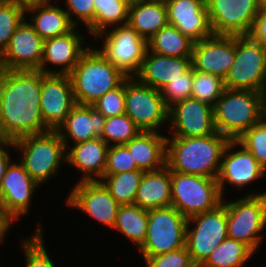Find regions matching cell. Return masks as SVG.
Segmentation results:
<instances>
[{
	"mask_svg": "<svg viewBox=\"0 0 266 267\" xmlns=\"http://www.w3.org/2000/svg\"><path fill=\"white\" fill-rule=\"evenodd\" d=\"M194 69L191 67L185 74L169 82L160 90L164 103L169 108L178 101L191 97Z\"/></svg>",
	"mask_w": 266,
	"mask_h": 267,
	"instance_id": "cell-41",
	"label": "cell"
},
{
	"mask_svg": "<svg viewBox=\"0 0 266 267\" xmlns=\"http://www.w3.org/2000/svg\"><path fill=\"white\" fill-rule=\"evenodd\" d=\"M259 11H266V0H258Z\"/></svg>",
	"mask_w": 266,
	"mask_h": 267,
	"instance_id": "cell-49",
	"label": "cell"
},
{
	"mask_svg": "<svg viewBox=\"0 0 266 267\" xmlns=\"http://www.w3.org/2000/svg\"><path fill=\"white\" fill-rule=\"evenodd\" d=\"M109 145L97 137L70 145L66 149V163L81 173L77 182L100 180L106 168Z\"/></svg>",
	"mask_w": 266,
	"mask_h": 267,
	"instance_id": "cell-24",
	"label": "cell"
},
{
	"mask_svg": "<svg viewBox=\"0 0 266 267\" xmlns=\"http://www.w3.org/2000/svg\"><path fill=\"white\" fill-rule=\"evenodd\" d=\"M222 200L217 178L171 171V206L186 219L215 209Z\"/></svg>",
	"mask_w": 266,
	"mask_h": 267,
	"instance_id": "cell-7",
	"label": "cell"
},
{
	"mask_svg": "<svg viewBox=\"0 0 266 267\" xmlns=\"http://www.w3.org/2000/svg\"><path fill=\"white\" fill-rule=\"evenodd\" d=\"M2 208V194H1V189H0V209Z\"/></svg>",
	"mask_w": 266,
	"mask_h": 267,
	"instance_id": "cell-50",
	"label": "cell"
},
{
	"mask_svg": "<svg viewBox=\"0 0 266 267\" xmlns=\"http://www.w3.org/2000/svg\"><path fill=\"white\" fill-rule=\"evenodd\" d=\"M141 130L127 114L113 116L105 119L101 138L109 145H125Z\"/></svg>",
	"mask_w": 266,
	"mask_h": 267,
	"instance_id": "cell-37",
	"label": "cell"
},
{
	"mask_svg": "<svg viewBox=\"0 0 266 267\" xmlns=\"http://www.w3.org/2000/svg\"><path fill=\"white\" fill-rule=\"evenodd\" d=\"M235 59L224 79L225 89L266 93L265 46L248 35L235 36Z\"/></svg>",
	"mask_w": 266,
	"mask_h": 267,
	"instance_id": "cell-8",
	"label": "cell"
},
{
	"mask_svg": "<svg viewBox=\"0 0 266 267\" xmlns=\"http://www.w3.org/2000/svg\"><path fill=\"white\" fill-rule=\"evenodd\" d=\"M144 171L104 174L100 181L119 205H133Z\"/></svg>",
	"mask_w": 266,
	"mask_h": 267,
	"instance_id": "cell-34",
	"label": "cell"
},
{
	"mask_svg": "<svg viewBox=\"0 0 266 267\" xmlns=\"http://www.w3.org/2000/svg\"><path fill=\"white\" fill-rule=\"evenodd\" d=\"M65 201L66 207L80 210L97 223L113 229L120 205L100 180L76 182Z\"/></svg>",
	"mask_w": 266,
	"mask_h": 267,
	"instance_id": "cell-14",
	"label": "cell"
},
{
	"mask_svg": "<svg viewBox=\"0 0 266 267\" xmlns=\"http://www.w3.org/2000/svg\"><path fill=\"white\" fill-rule=\"evenodd\" d=\"M12 142L15 153L18 152L17 160L39 185L55 178L66 164V147L56 130L26 135Z\"/></svg>",
	"mask_w": 266,
	"mask_h": 267,
	"instance_id": "cell-5",
	"label": "cell"
},
{
	"mask_svg": "<svg viewBox=\"0 0 266 267\" xmlns=\"http://www.w3.org/2000/svg\"><path fill=\"white\" fill-rule=\"evenodd\" d=\"M171 125V126H169ZM167 137H203L217 132L214 107L195 98L178 101L169 107Z\"/></svg>",
	"mask_w": 266,
	"mask_h": 267,
	"instance_id": "cell-16",
	"label": "cell"
},
{
	"mask_svg": "<svg viewBox=\"0 0 266 267\" xmlns=\"http://www.w3.org/2000/svg\"><path fill=\"white\" fill-rule=\"evenodd\" d=\"M13 222L6 216L2 209H0V246L8 239V232L13 228ZM7 235V236H6Z\"/></svg>",
	"mask_w": 266,
	"mask_h": 267,
	"instance_id": "cell-47",
	"label": "cell"
},
{
	"mask_svg": "<svg viewBox=\"0 0 266 267\" xmlns=\"http://www.w3.org/2000/svg\"><path fill=\"white\" fill-rule=\"evenodd\" d=\"M39 185L24 167L13 160L7 167L0 185L2 194V210L13 222L29 215L32 201Z\"/></svg>",
	"mask_w": 266,
	"mask_h": 267,
	"instance_id": "cell-17",
	"label": "cell"
},
{
	"mask_svg": "<svg viewBox=\"0 0 266 267\" xmlns=\"http://www.w3.org/2000/svg\"><path fill=\"white\" fill-rule=\"evenodd\" d=\"M105 117L93 106L76 104L56 129L66 149L72 145L101 137Z\"/></svg>",
	"mask_w": 266,
	"mask_h": 267,
	"instance_id": "cell-23",
	"label": "cell"
},
{
	"mask_svg": "<svg viewBox=\"0 0 266 267\" xmlns=\"http://www.w3.org/2000/svg\"><path fill=\"white\" fill-rule=\"evenodd\" d=\"M266 169V117L237 139Z\"/></svg>",
	"mask_w": 266,
	"mask_h": 267,
	"instance_id": "cell-40",
	"label": "cell"
},
{
	"mask_svg": "<svg viewBox=\"0 0 266 267\" xmlns=\"http://www.w3.org/2000/svg\"><path fill=\"white\" fill-rule=\"evenodd\" d=\"M81 30L84 29L74 27L64 35L44 40L43 58L39 70L44 74L69 75L81 55L91 45L87 41L89 36L86 37L80 32Z\"/></svg>",
	"mask_w": 266,
	"mask_h": 267,
	"instance_id": "cell-18",
	"label": "cell"
},
{
	"mask_svg": "<svg viewBox=\"0 0 266 267\" xmlns=\"http://www.w3.org/2000/svg\"><path fill=\"white\" fill-rule=\"evenodd\" d=\"M134 205L146 210L171 206V171L167 166L144 172Z\"/></svg>",
	"mask_w": 266,
	"mask_h": 267,
	"instance_id": "cell-29",
	"label": "cell"
},
{
	"mask_svg": "<svg viewBox=\"0 0 266 267\" xmlns=\"http://www.w3.org/2000/svg\"><path fill=\"white\" fill-rule=\"evenodd\" d=\"M167 7L168 24L174 25L194 43L213 35L208 7L203 0H164Z\"/></svg>",
	"mask_w": 266,
	"mask_h": 267,
	"instance_id": "cell-22",
	"label": "cell"
},
{
	"mask_svg": "<svg viewBox=\"0 0 266 267\" xmlns=\"http://www.w3.org/2000/svg\"><path fill=\"white\" fill-rule=\"evenodd\" d=\"M131 0H93L94 38L102 32L128 23Z\"/></svg>",
	"mask_w": 266,
	"mask_h": 267,
	"instance_id": "cell-33",
	"label": "cell"
},
{
	"mask_svg": "<svg viewBox=\"0 0 266 267\" xmlns=\"http://www.w3.org/2000/svg\"><path fill=\"white\" fill-rule=\"evenodd\" d=\"M92 40L90 43H94V46L128 77L139 71L147 50V41L128 24L110 28Z\"/></svg>",
	"mask_w": 266,
	"mask_h": 267,
	"instance_id": "cell-10",
	"label": "cell"
},
{
	"mask_svg": "<svg viewBox=\"0 0 266 267\" xmlns=\"http://www.w3.org/2000/svg\"><path fill=\"white\" fill-rule=\"evenodd\" d=\"M140 170L125 145L109 146L104 174Z\"/></svg>",
	"mask_w": 266,
	"mask_h": 267,
	"instance_id": "cell-42",
	"label": "cell"
},
{
	"mask_svg": "<svg viewBox=\"0 0 266 267\" xmlns=\"http://www.w3.org/2000/svg\"><path fill=\"white\" fill-rule=\"evenodd\" d=\"M41 71L0 69V141L50 129L40 108Z\"/></svg>",
	"mask_w": 266,
	"mask_h": 267,
	"instance_id": "cell-1",
	"label": "cell"
},
{
	"mask_svg": "<svg viewBox=\"0 0 266 267\" xmlns=\"http://www.w3.org/2000/svg\"><path fill=\"white\" fill-rule=\"evenodd\" d=\"M235 53V36L212 35L193 44L192 68L225 79L234 63Z\"/></svg>",
	"mask_w": 266,
	"mask_h": 267,
	"instance_id": "cell-21",
	"label": "cell"
},
{
	"mask_svg": "<svg viewBox=\"0 0 266 267\" xmlns=\"http://www.w3.org/2000/svg\"><path fill=\"white\" fill-rule=\"evenodd\" d=\"M60 1L64 2L63 5L64 10L67 12L71 23L75 27H79L80 25L85 26V28L87 29V30L85 29V31L89 32L87 36L89 37L91 36L92 38H94L95 10L93 5V0H60Z\"/></svg>",
	"mask_w": 266,
	"mask_h": 267,
	"instance_id": "cell-39",
	"label": "cell"
},
{
	"mask_svg": "<svg viewBox=\"0 0 266 267\" xmlns=\"http://www.w3.org/2000/svg\"><path fill=\"white\" fill-rule=\"evenodd\" d=\"M142 38L149 40L168 24L164 0H131L128 23Z\"/></svg>",
	"mask_w": 266,
	"mask_h": 267,
	"instance_id": "cell-28",
	"label": "cell"
},
{
	"mask_svg": "<svg viewBox=\"0 0 266 267\" xmlns=\"http://www.w3.org/2000/svg\"><path fill=\"white\" fill-rule=\"evenodd\" d=\"M266 93L225 89L214 107L217 132L229 140L239 139L265 117Z\"/></svg>",
	"mask_w": 266,
	"mask_h": 267,
	"instance_id": "cell-4",
	"label": "cell"
},
{
	"mask_svg": "<svg viewBox=\"0 0 266 267\" xmlns=\"http://www.w3.org/2000/svg\"><path fill=\"white\" fill-rule=\"evenodd\" d=\"M191 67V57L163 56L146 50L141 67L134 77L139 82L160 91Z\"/></svg>",
	"mask_w": 266,
	"mask_h": 267,
	"instance_id": "cell-25",
	"label": "cell"
},
{
	"mask_svg": "<svg viewBox=\"0 0 266 267\" xmlns=\"http://www.w3.org/2000/svg\"><path fill=\"white\" fill-rule=\"evenodd\" d=\"M265 117H266V99H265Z\"/></svg>",
	"mask_w": 266,
	"mask_h": 267,
	"instance_id": "cell-51",
	"label": "cell"
},
{
	"mask_svg": "<svg viewBox=\"0 0 266 267\" xmlns=\"http://www.w3.org/2000/svg\"><path fill=\"white\" fill-rule=\"evenodd\" d=\"M12 1H16V2L26 6V5H29V4H32V3L47 2V1H50V0H12Z\"/></svg>",
	"mask_w": 266,
	"mask_h": 267,
	"instance_id": "cell-48",
	"label": "cell"
},
{
	"mask_svg": "<svg viewBox=\"0 0 266 267\" xmlns=\"http://www.w3.org/2000/svg\"><path fill=\"white\" fill-rule=\"evenodd\" d=\"M25 19V5L12 0H0V54Z\"/></svg>",
	"mask_w": 266,
	"mask_h": 267,
	"instance_id": "cell-36",
	"label": "cell"
},
{
	"mask_svg": "<svg viewBox=\"0 0 266 267\" xmlns=\"http://www.w3.org/2000/svg\"><path fill=\"white\" fill-rule=\"evenodd\" d=\"M229 141L219 132L203 137H167L166 166L170 171L217 178Z\"/></svg>",
	"mask_w": 266,
	"mask_h": 267,
	"instance_id": "cell-2",
	"label": "cell"
},
{
	"mask_svg": "<svg viewBox=\"0 0 266 267\" xmlns=\"http://www.w3.org/2000/svg\"><path fill=\"white\" fill-rule=\"evenodd\" d=\"M187 219L173 206L148 210L147 235L137 250L142 258L185 247Z\"/></svg>",
	"mask_w": 266,
	"mask_h": 267,
	"instance_id": "cell-9",
	"label": "cell"
},
{
	"mask_svg": "<svg viewBox=\"0 0 266 267\" xmlns=\"http://www.w3.org/2000/svg\"><path fill=\"white\" fill-rule=\"evenodd\" d=\"M53 3L50 0L26 5V20L43 40L64 35L75 27L64 8L57 1Z\"/></svg>",
	"mask_w": 266,
	"mask_h": 267,
	"instance_id": "cell-26",
	"label": "cell"
},
{
	"mask_svg": "<svg viewBox=\"0 0 266 267\" xmlns=\"http://www.w3.org/2000/svg\"><path fill=\"white\" fill-rule=\"evenodd\" d=\"M69 76L76 104L89 106L128 78L93 44L81 55Z\"/></svg>",
	"mask_w": 266,
	"mask_h": 267,
	"instance_id": "cell-3",
	"label": "cell"
},
{
	"mask_svg": "<svg viewBox=\"0 0 266 267\" xmlns=\"http://www.w3.org/2000/svg\"><path fill=\"white\" fill-rule=\"evenodd\" d=\"M148 210L137 205H120L114 231L124 235L138 250L144 243L147 235Z\"/></svg>",
	"mask_w": 266,
	"mask_h": 267,
	"instance_id": "cell-30",
	"label": "cell"
},
{
	"mask_svg": "<svg viewBox=\"0 0 266 267\" xmlns=\"http://www.w3.org/2000/svg\"><path fill=\"white\" fill-rule=\"evenodd\" d=\"M266 179V169L237 140H230L222 154L220 170L217 176L219 190L223 198L229 187L243 190L260 179ZM228 183V184H227Z\"/></svg>",
	"mask_w": 266,
	"mask_h": 267,
	"instance_id": "cell-13",
	"label": "cell"
},
{
	"mask_svg": "<svg viewBox=\"0 0 266 267\" xmlns=\"http://www.w3.org/2000/svg\"><path fill=\"white\" fill-rule=\"evenodd\" d=\"M142 260L145 267H196L186 247Z\"/></svg>",
	"mask_w": 266,
	"mask_h": 267,
	"instance_id": "cell-44",
	"label": "cell"
},
{
	"mask_svg": "<svg viewBox=\"0 0 266 267\" xmlns=\"http://www.w3.org/2000/svg\"><path fill=\"white\" fill-rule=\"evenodd\" d=\"M254 254L247 245L227 237L200 267H245Z\"/></svg>",
	"mask_w": 266,
	"mask_h": 267,
	"instance_id": "cell-32",
	"label": "cell"
},
{
	"mask_svg": "<svg viewBox=\"0 0 266 267\" xmlns=\"http://www.w3.org/2000/svg\"><path fill=\"white\" fill-rule=\"evenodd\" d=\"M194 42L167 24L147 40V50L163 56L192 57Z\"/></svg>",
	"mask_w": 266,
	"mask_h": 267,
	"instance_id": "cell-31",
	"label": "cell"
},
{
	"mask_svg": "<svg viewBox=\"0 0 266 267\" xmlns=\"http://www.w3.org/2000/svg\"><path fill=\"white\" fill-rule=\"evenodd\" d=\"M76 105L69 75L41 72L40 108L45 125L56 130Z\"/></svg>",
	"mask_w": 266,
	"mask_h": 267,
	"instance_id": "cell-19",
	"label": "cell"
},
{
	"mask_svg": "<svg viewBox=\"0 0 266 267\" xmlns=\"http://www.w3.org/2000/svg\"><path fill=\"white\" fill-rule=\"evenodd\" d=\"M12 149H15L12 141H0V185L7 167L14 160L10 154V150Z\"/></svg>",
	"mask_w": 266,
	"mask_h": 267,
	"instance_id": "cell-46",
	"label": "cell"
},
{
	"mask_svg": "<svg viewBox=\"0 0 266 267\" xmlns=\"http://www.w3.org/2000/svg\"><path fill=\"white\" fill-rule=\"evenodd\" d=\"M225 90L224 79L194 70L191 97L214 106Z\"/></svg>",
	"mask_w": 266,
	"mask_h": 267,
	"instance_id": "cell-38",
	"label": "cell"
},
{
	"mask_svg": "<svg viewBox=\"0 0 266 267\" xmlns=\"http://www.w3.org/2000/svg\"><path fill=\"white\" fill-rule=\"evenodd\" d=\"M227 237V213L223 203L187 219L185 247L196 267H200Z\"/></svg>",
	"mask_w": 266,
	"mask_h": 267,
	"instance_id": "cell-12",
	"label": "cell"
},
{
	"mask_svg": "<svg viewBox=\"0 0 266 267\" xmlns=\"http://www.w3.org/2000/svg\"><path fill=\"white\" fill-rule=\"evenodd\" d=\"M36 225L33 229L34 233L26 238L21 237V242L18 243L24 253V267H56L57 264H55L50 253H48L50 251L45 246V234L43 232L45 229L39 221Z\"/></svg>",
	"mask_w": 266,
	"mask_h": 267,
	"instance_id": "cell-35",
	"label": "cell"
},
{
	"mask_svg": "<svg viewBox=\"0 0 266 267\" xmlns=\"http://www.w3.org/2000/svg\"><path fill=\"white\" fill-rule=\"evenodd\" d=\"M249 193L222 203L227 213V235L247 245L254 253L261 248L266 230V190ZM262 234V235H261Z\"/></svg>",
	"mask_w": 266,
	"mask_h": 267,
	"instance_id": "cell-6",
	"label": "cell"
},
{
	"mask_svg": "<svg viewBox=\"0 0 266 267\" xmlns=\"http://www.w3.org/2000/svg\"><path fill=\"white\" fill-rule=\"evenodd\" d=\"M168 111L159 90L139 82L134 76L125 80V114L141 131L162 130L164 133L163 126H168Z\"/></svg>",
	"mask_w": 266,
	"mask_h": 267,
	"instance_id": "cell-11",
	"label": "cell"
},
{
	"mask_svg": "<svg viewBox=\"0 0 266 267\" xmlns=\"http://www.w3.org/2000/svg\"><path fill=\"white\" fill-rule=\"evenodd\" d=\"M44 40L25 19L0 54V69L39 70Z\"/></svg>",
	"mask_w": 266,
	"mask_h": 267,
	"instance_id": "cell-20",
	"label": "cell"
},
{
	"mask_svg": "<svg viewBox=\"0 0 266 267\" xmlns=\"http://www.w3.org/2000/svg\"><path fill=\"white\" fill-rule=\"evenodd\" d=\"M248 36L261 45L266 46V11H259Z\"/></svg>",
	"mask_w": 266,
	"mask_h": 267,
	"instance_id": "cell-45",
	"label": "cell"
},
{
	"mask_svg": "<svg viewBox=\"0 0 266 267\" xmlns=\"http://www.w3.org/2000/svg\"><path fill=\"white\" fill-rule=\"evenodd\" d=\"M165 135L162 132L141 131L125 144L140 170L156 171L166 166Z\"/></svg>",
	"mask_w": 266,
	"mask_h": 267,
	"instance_id": "cell-27",
	"label": "cell"
},
{
	"mask_svg": "<svg viewBox=\"0 0 266 267\" xmlns=\"http://www.w3.org/2000/svg\"><path fill=\"white\" fill-rule=\"evenodd\" d=\"M213 35H248L259 13L258 0H208Z\"/></svg>",
	"mask_w": 266,
	"mask_h": 267,
	"instance_id": "cell-15",
	"label": "cell"
},
{
	"mask_svg": "<svg viewBox=\"0 0 266 267\" xmlns=\"http://www.w3.org/2000/svg\"><path fill=\"white\" fill-rule=\"evenodd\" d=\"M92 106L105 118L125 114V81L119 87L105 93Z\"/></svg>",
	"mask_w": 266,
	"mask_h": 267,
	"instance_id": "cell-43",
	"label": "cell"
}]
</instances>
